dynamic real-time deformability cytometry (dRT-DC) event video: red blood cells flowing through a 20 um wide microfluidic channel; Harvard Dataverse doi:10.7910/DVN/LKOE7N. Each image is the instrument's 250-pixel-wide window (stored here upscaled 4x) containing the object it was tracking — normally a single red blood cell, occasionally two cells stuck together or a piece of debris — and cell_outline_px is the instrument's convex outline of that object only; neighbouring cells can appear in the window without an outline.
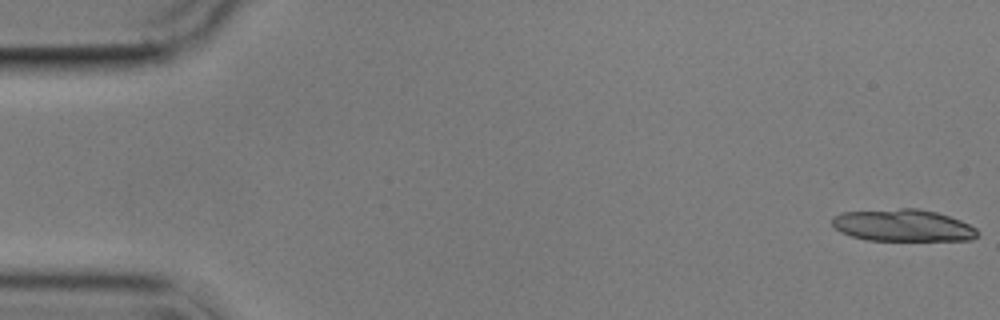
{"species": "common noctule bat (a hibernating species)", "species_latin": "Nyctalus noctula", "temperature_condition": "cold", "stored_images_in_passage": 32, "segment_of_instrument_passage": [1, 2], "camera_frame_rate_fps": 3000, "um_per_image_px": 0.085, "animal": {"sex": "male", "body_mass_g": 17.9}, "frame": {"image": 1, "passage_image": 1, "time_ms": 0.0, "image_size_px": [1000, 320], "cell_outline_px": [[980, 232], [972, 240], [868, 240], [852, 236], [840, 232], [832, 224], [832, 216], [840, 212], [900, 208], [916, 208], [936, 212], [960, 220], [976, 228]], "centroid_in_image_um": [76.73, 19.15], "position_along_channel_um": 8.3, "area_um2": 27.17}}